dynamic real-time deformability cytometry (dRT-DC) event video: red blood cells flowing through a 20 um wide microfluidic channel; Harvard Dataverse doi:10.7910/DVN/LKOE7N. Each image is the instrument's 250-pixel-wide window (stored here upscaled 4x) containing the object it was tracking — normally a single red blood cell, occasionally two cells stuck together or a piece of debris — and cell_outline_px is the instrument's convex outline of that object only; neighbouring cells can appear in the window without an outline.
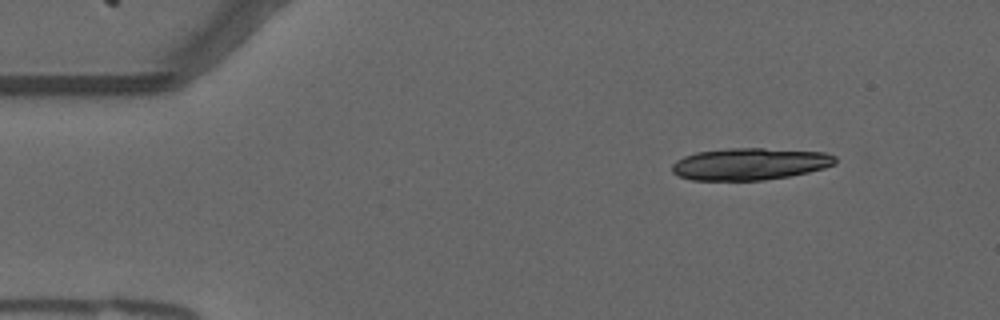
{"species": "common noctule bat (a hibernating species)", "species_latin": "Nyctalus noctula", "temperature_condition": "warm", "stored_images_in_passage": 48, "camera_frame_rate_fps": 3000, "um_per_image_px": 0.085, "animal": {"sex": "male", "forearm_length_mm": 52.5}, "frame": {"image": 1, "passage_image": 1, "time_ms": 0.0, "image_size_px": [1000, 320], "cell_outline_px": [[836, 164], [824, 168], [808, 172], [788, 176], [764, 180], [692, 180], [680, 176], [672, 172], [672, 164], [676, 160], [684, 156], [696, 152], [728, 148], [764, 148], [824, 152], [836, 156]], "centroid_in_image_um": [63.74, 13.93], "position_along_channel_um": 21.3, "area_um2": 30.46}}
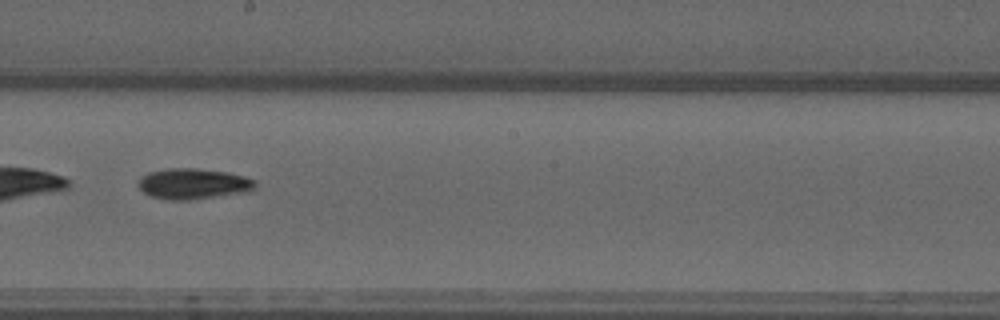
{"frame": {"image": 2, "passage_image": 25, "time_ms": 8.0, "image_size_px": [1000, 320], "cell_outline_px": [[256, 188], [252, 192], [192, 200], [168, 200], [152, 196], [144, 192], [136, 184], [136, 180], [140, 176], [148, 172], [168, 168], [196, 168], [228, 172], [244, 176], [256, 180]], "centroid_in_image_um": [16.45, 15.62], "position_along_channel_um": 231.7, "area_um2": 21.5}}
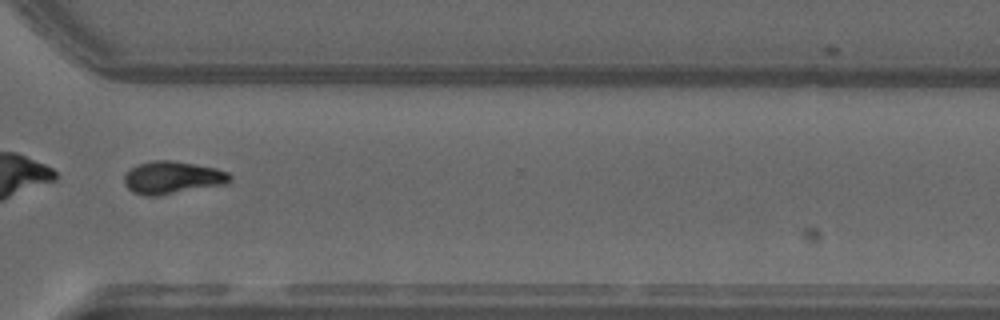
{"frame": {"image": 3, "passage_image": 35, "time_ms": 11.333, "image_size_px": [1000, 320], "cell_outline_px": [[232, 180], [228, 184], [160, 196], [144, 196], [132, 192], [124, 184], [124, 176], [132, 168], [140, 164], [152, 160], [172, 160], [216, 168], [228, 172], [232, 176]], "centroid_in_image_um": [14.69, 15.12], "position_along_channel_um": 355.9, "area_um2": 20.35}, "authors_computed_cell_mechanics": {"area_um2": 20.3745, "velocity_mm_per_s": 3.7179, "shape_relaxation_time_tau1_ms": 9.069, "shape_relaxation_time_tau2_ms": 5.7006, "deformation_change_tau1": 0.2369, "deformation_change_tau2": 0.1136}}